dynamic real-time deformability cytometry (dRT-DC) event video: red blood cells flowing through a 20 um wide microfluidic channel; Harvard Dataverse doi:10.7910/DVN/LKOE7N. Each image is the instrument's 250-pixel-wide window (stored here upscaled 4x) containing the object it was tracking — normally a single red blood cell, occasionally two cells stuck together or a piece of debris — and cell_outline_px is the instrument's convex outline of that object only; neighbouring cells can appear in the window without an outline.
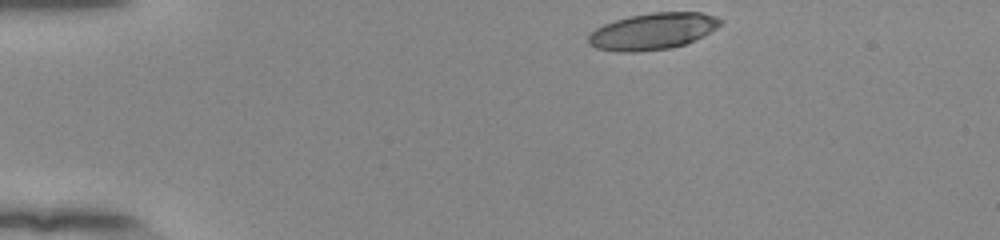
{"species": "human", "species_latin": "Homo sapiens", "temperature_condition": "room temperature", "stored_images_in_passage": 40, "camera_frame_rate_fps": 3000, "um_per_image_px": 0.085, "donor": {"sex": "female"}, "frame": {"image": 1, "passage_image": 1, "time_ms": 0.0, "image_size_px": [1000, 240], "cell_outline_px": [[724, 20], [716, 28], [704, 36], [684, 44], [668, 48], [636, 52], [620, 52], [596, 48], [588, 44], [588, 36], [596, 28], [604, 24], [616, 20], [632, 16], [652, 12], [700, 12], [716, 16]], "centroid_in_image_um": [55.49, 2.66], "position_along_channel_um": 29.5, "area_um2": 27.98}}
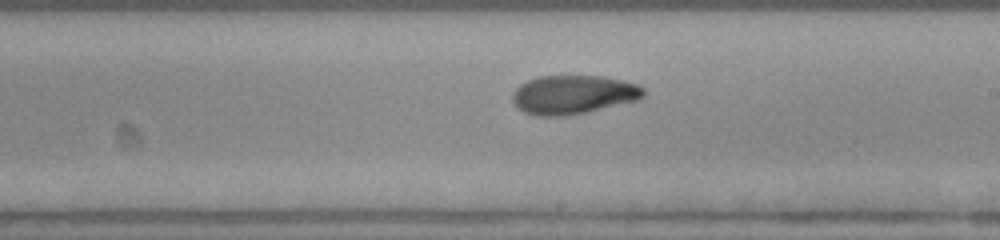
{"frame": {"image": 2, "passage_image": 23, "time_ms": 7.333, "image_size_px": [1000, 240], "cell_outline_px": [[644, 96], [640, 100], [588, 112], [568, 116], [536, 116], [524, 112], [516, 108], [512, 100], [512, 92], [520, 84], [528, 80], [540, 76], [604, 76], [624, 80], [640, 84], [644, 88]], "centroid_in_image_um": [48.75, 8.05], "position_along_channel_um": 240.3, "area_um2": 30.23}}
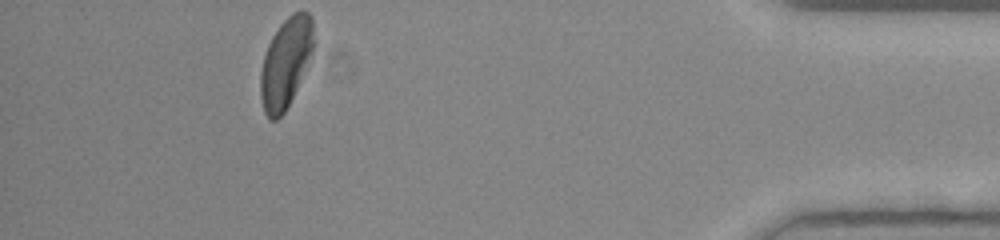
{"frame": {"image": 3, "passage_image": 40, "time_ms": 13.0, "image_size_px": [1000, 240], "cell_outline_px": [[312, 52], [308, 64], [284, 112], [276, 120], [268, 120], [264, 112], [260, 96], [260, 72], [264, 56], [268, 44], [272, 36], [280, 24], [292, 12], [308, 12], [312, 16]], "centroid_in_image_um": [24.25, 5.34], "position_along_channel_um": 410.9, "area_um2": 27.4}, "authors_computed_cell_mechanics": {"area_um2": 29.2468, "velocity_mm_per_s": 3.8866, "shape_relaxation_time_tau1_ms": 3.5171, "shape_relaxation_time_tau2_ms": 2.1065, "deformation_change_tau1": 0.1939, "deformation_change_tau2": 0.0697}}